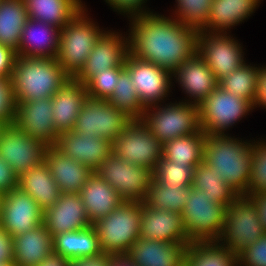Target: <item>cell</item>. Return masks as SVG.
Masks as SVG:
<instances>
[{
	"instance_id": "obj_1",
	"label": "cell",
	"mask_w": 266,
	"mask_h": 266,
	"mask_svg": "<svg viewBox=\"0 0 266 266\" xmlns=\"http://www.w3.org/2000/svg\"><path fill=\"white\" fill-rule=\"evenodd\" d=\"M172 17L152 11L130 18L129 55L172 74L190 59L197 51L198 31Z\"/></svg>"
},
{
	"instance_id": "obj_2",
	"label": "cell",
	"mask_w": 266,
	"mask_h": 266,
	"mask_svg": "<svg viewBox=\"0 0 266 266\" xmlns=\"http://www.w3.org/2000/svg\"><path fill=\"white\" fill-rule=\"evenodd\" d=\"M234 136L206 135L203 162L220 174L239 195L249 196L253 142Z\"/></svg>"
},
{
	"instance_id": "obj_3",
	"label": "cell",
	"mask_w": 266,
	"mask_h": 266,
	"mask_svg": "<svg viewBox=\"0 0 266 266\" xmlns=\"http://www.w3.org/2000/svg\"><path fill=\"white\" fill-rule=\"evenodd\" d=\"M68 79L56 58L17 56L11 75L15 101L52 98Z\"/></svg>"
},
{
	"instance_id": "obj_4",
	"label": "cell",
	"mask_w": 266,
	"mask_h": 266,
	"mask_svg": "<svg viewBox=\"0 0 266 266\" xmlns=\"http://www.w3.org/2000/svg\"><path fill=\"white\" fill-rule=\"evenodd\" d=\"M142 202L124 201L107 216L95 221L96 230L103 253L125 255L140 238V217Z\"/></svg>"
},
{
	"instance_id": "obj_5",
	"label": "cell",
	"mask_w": 266,
	"mask_h": 266,
	"mask_svg": "<svg viewBox=\"0 0 266 266\" xmlns=\"http://www.w3.org/2000/svg\"><path fill=\"white\" fill-rule=\"evenodd\" d=\"M86 12L84 7L60 30L56 60L70 78H74L85 65L96 41L105 31L99 29Z\"/></svg>"
},
{
	"instance_id": "obj_6",
	"label": "cell",
	"mask_w": 266,
	"mask_h": 266,
	"mask_svg": "<svg viewBox=\"0 0 266 266\" xmlns=\"http://www.w3.org/2000/svg\"><path fill=\"white\" fill-rule=\"evenodd\" d=\"M141 119L162 144L201 130L199 106L183 101L146 107Z\"/></svg>"
},
{
	"instance_id": "obj_7",
	"label": "cell",
	"mask_w": 266,
	"mask_h": 266,
	"mask_svg": "<svg viewBox=\"0 0 266 266\" xmlns=\"http://www.w3.org/2000/svg\"><path fill=\"white\" fill-rule=\"evenodd\" d=\"M226 208L210 202L204 191L192 187L181 213L190 243L218 241L224 228Z\"/></svg>"
},
{
	"instance_id": "obj_8",
	"label": "cell",
	"mask_w": 266,
	"mask_h": 266,
	"mask_svg": "<svg viewBox=\"0 0 266 266\" xmlns=\"http://www.w3.org/2000/svg\"><path fill=\"white\" fill-rule=\"evenodd\" d=\"M265 232L254 200L248 195H240L226 208L224 228L218 242L238 255Z\"/></svg>"
},
{
	"instance_id": "obj_9",
	"label": "cell",
	"mask_w": 266,
	"mask_h": 266,
	"mask_svg": "<svg viewBox=\"0 0 266 266\" xmlns=\"http://www.w3.org/2000/svg\"><path fill=\"white\" fill-rule=\"evenodd\" d=\"M122 197L124 201L145 202L153 180V170L134 165L113 152L94 171Z\"/></svg>"
},
{
	"instance_id": "obj_10",
	"label": "cell",
	"mask_w": 266,
	"mask_h": 266,
	"mask_svg": "<svg viewBox=\"0 0 266 266\" xmlns=\"http://www.w3.org/2000/svg\"><path fill=\"white\" fill-rule=\"evenodd\" d=\"M253 110L250 101L217 86L199 105L201 130L206 135H223L233 124Z\"/></svg>"
},
{
	"instance_id": "obj_11",
	"label": "cell",
	"mask_w": 266,
	"mask_h": 266,
	"mask_svg": "<svg viewBox=\"0 0 266 266\" xmlns=\"http://www.w3.org/2000/svg\"><path fill=\"white\" fill-rule=\"evenodd\" d=\"M132 120L123 110L112 106L108 100L87 97L78 114L73 131L99 136L112 144Z\"/></svg>"
},
{
	"instance_id": "obj_12",
	"label": "cell",
	"mask_w": 266,
	"mask_h": 266,
	"mask_svg": "<svg viewBox=\"0 0 266 266\" xmlns=\"http://www.w3.org/2000/svg\"><path fill=\"white\" fill-rule=\"evenodd\" d=\"M163 144L142 119H132L112 144V152L122 160L155 170Z\"/></svg>"
},
{
	"instance_id": "obj_13",
	"label": "cell",
	"mask_w": 266,
	"mask_h": 266,
	"mask_svg": "<svg viewBox=\"0 0 266 266\" xmlns=\"http://www.w3.org/2000/svg\"><path fill=\"white\" fill-rule=\"evenodd\" d=\"M49 147L28 136L14 124L5 125L0 133V157L18 177L30 168L44 163Z\"/></svg>"
},
{
	"instance_id": "obj_14",
	"label": "cell",
	"mask_w": 266,
	"mask_h": 266,
	"mask_svg": "<svg viewBox=\"0 0 266 266\" xmlns=\"http://www.w3.org/2000/svg\"><path fill=\"white\" fill-rule=\"evenodd\" d=\"M240 45L228 33L198 31L196 53L219 81L245 63Z\"/></svg>"
},
{
	"instance_id": "obj_15",
	"label": "cell",
	"mask_w": 266,
	"mask_h": 266,
	"mask_svg": "<svg viewBox=\"0 0 266 266\" xmlns=\"http://www.w3.org/2000/svg\"><path fill=\"white\" fill-rule=\"evenodd\" d=\"M125 68L129 71L132 84L144 108L166 100L171 91L170 87L173 86L171 72L129 54L125 60Z\"/></svg>"
},
{
	"instance_id": "obj_16",
	"label": "cell",
	"mask_w": 266,
	"mask_h": 266,
	"mask_svg": "<svg viewBox=\"0 0 266 266\" xmlns=\"http://www.w3.org/2000/svg\"><path fill=\"white\" fill-rule=\"evenodd\" d=\"M44 211L39 204L18 187L3 194L0 226L12 237L31 231L43 224Z\"/></svg>"
},
{
	"instance_id": "obj_17",
	"label": "cell",
	"mask_w": 266,
	"mask_h": 266,
	"mask_svg": "<svg viewBox=\"0 0 266 266\" xmlns=\"http://www.w3.org/2000/svg\"><path fill=\"white\" fill-rule=\"evenodd\" d=\"M115 31H104L96 41L85 65L74 77L82 84H86L94 75L116 67H125V60L129 54L128 38ZM126 38V39H125Z\"/></svg>"
},
{
	"instance_id": "obj_18",
	"label": "cell",
	"mask_w": 266,
	"mask_h": 266,
	"mask_svg": "<svg viewBox=\"0 0 266 266\" xmlns=\"http://www.w3.org/2000/svg\"><path fill=\"white\" fill-rule=\"evenodd\" d=\"M13 124L50 147L56 144L59 134L54 128L51 98L16 102Z\"/></svg>"
},
{
	"instance_id": "obj_19",
	"label": "cell",
	"mask_w": 266,
	"mask_h": 266,
	"mask_svg": "<svg viewBox=\"0 0 266 266\" xmlns=\"http://www.w3.org/2000/svg\"><path fill=\"white\" fill-rule=\"evenodd\" d=\"M54 147L92 171L112 153L111 142L99 136L91 137L73 130L60 133Z\"/></svg>"
},
{
	"instance_id": "obj_20",
	"label": "cell",
	"mask_w": 266,
	"mask_h": 266,
	"mask_svg": "<svg viewBox=\"0 0 266 266\" xmlns=\"http://www.w3.org/2000/svg\"><path fill=\"white\" fill-rule=\"evenodd\" d=\"M140 237L167 243H190L181 213L155 210L145 202H142Z\"/></svg>"
},
{
	"instance_id": "obj_21",
	"label": "cell",
	"mask_w": 266,
	"mask_h": 266,
	"mask_svg": "<svg viewBox=\"0 0 266 266\" xmlns=\"http://www.w3.org/2000/svg\"><path fill=\"white\" fill-rule=\"evenodd\" d=\"M43 223L52 237L92 225L79 193H61L58 201L44 211Z\"/></svg>"
},
{
	"instance_id": "obj_22",
	"label": "cell",
	"mask_w": 266,
	"mask_h": 266,
	"mask_svg": "<svg viewBox=\"0 0 266 266\" xmlns=\"http://www.w3.org/2000/svg\"><path fill=\"white\" fill-rule=\"evenodd\" d=\"M189 244L140 237L125 255L137 266H184Z\"/></svg>"
},
{
	"instance_id": "obj_23",
	"label": "cell",
	"mask_w": 266,
	"mask_h": 266,
	"mask_svg": "<svg viewBox=\"0 0 266 266\" xmlns=\"http://www.w3.org/2000/svg\"><path fill=\"white\" fill-rule=\"evenodd\" d=\"M173 77L191 99L184 102L197 106L218 86L213 72L197 53L184 61L173 73Z\"/></svg>"
},
{
	"instance_id": "obj_24",
	"label": "cell",
	"mask_w": 266,
	"mask_h": 266,
	"mask_svg": "<svg viewBox=\"0 0 266 266\" xmlns=\"http://www.w3.org/2000/svg\"><path fill=\"white\" fill-rule=\"evenodd\" d=\"M88 97L84 84L70 78L52 96L54 128L58 134L74 129L78 114Z\"/></svg>"
},
{
	"instance_id": "obj_25",
	"label": "cell",
	"mask_w": 266,
	"mask_h": 266,
	"mask_svg": "<svg viewBox=\"0 0 266 266\" xmlns=\"http://www.w3.org/2000/svg\"><path fill=\"white\" fill-rule=\"evenodd\" d=\"M59 28L28 19L24 26L17 56L56 58L59 48Z\"/></svg>"
},
{
	"instance_id": "obj_26",
	"label": "cell",
	"mask_w": 266,
	"mask_h": 266,
	"mask_svg": "<svg viewBox=\"0 0 266 266\" xmlns=\"http://www.w3.org/2000/svg\"><path fill=\"white\" fill-rule=\"evenodd\" d=\"M45 162L61 193H79L94 172L54 146L48 148Z\"/></svg>"
},
{
	"instance_id": "obj_27",
	"label": "cell",
	"mask_w": 266,
	"mask_h": 266,
	"mask_svg": "<svg viewBox=\"0 0 266 266\" xmlns=\"http://www.w3.org/2000/svg\"><path fill=\"white\" fill-rule=\"evenodd\" d=\"M90 222L107 216L124 202L122 197L95 172L79 192Z\"/></svg>"
},
{
	"instance_id": "obj_28",
	"label": "cell",
	"mask_w": 266,
	"mask_h": 266,
	"mask_svg": "<svg viewBox=\"0 0 266 266\" xmlns=\"http://www.w3.org/2000/svg\"><path fill=\"white\" fill-rule=\"evenodd\" d=\"M261 0H212L209 20L201 30L209 33H227V29L242 23L254 13Z\"/></svg>"
},
{
	"instance_id": "obj_29",
	"label": "cell",
	"mask_w": 266,
	"mask_h": 266,
	"mask_svg": "<svg viewBox=\"0 0 266 266\" xmlns=\"http://www.w3.org/2000/svg\"><path fill=\"white\" fill-rule=\"evenodd\" d=\"M13 248L16 266H37L53 251L52 235L43 223L13 237Z\"/></svg>"
},
{
	"instance_id": "obj_30",
	"label": "cell",
	"mask_w": 266,
	"mask_h": 266,
	"mask_svg": "<svg viewBox=\"0 0 266 266\" xmlns=\"http://www.w3.org/2000/svg\"><path fill=\"white\" fill-rule=\"evenodd\" d=\"M52 244L53 251L69 261L94 257L103 253L93 225L82 230L57 234L52 237Z\"/></svg>"
},
{
	"instance_id": "obj_31",
	"label": "cell",
	"mask_w": 266,
	"mask_h": 266,
	"mask_svg": "<svg viewBox=\"0 0 266 266\" xmlns=\"http://www.w3.org/2000/svg\"><path fill=\"white\" fill-rule=\"evenodd\" d=\"M17 187L29 194L43 211L54 205L61 194L46 162L22 173Z\"/></svg>"
},
{
	"instance_id": "obj_32",
	"label": "cell",
	"mask_w": 266,
	"mask_h": 266,
	"mask_svg": "<svg viewBox=\"0 0 266 266\" xmlns=\"http://www.w3.org/2000/svg\"><path fill=\"white\" fill-rule=\"evenodd\" d=\"M29 19L62 29L84 7L81 0H24Z\"/></svg>"
},
{
	"instance_id": "obj_33",
	"label": "cell",
	"mask_w": 266,
	"mask_h": 266,
	"mask_svg": "<svg viewBox=\"0 0 266 266\" xmlns=\"http://www.w3.org/2000/svg\"><path fill=\"white\" fill-rule=\"evenodd\" d=\"M28 19L24 0H0V44L17 51Z\"/></svg>"
},
{
	"instance_id": "obj_34",
	"label": "cell",
	"mask_w": 266,
	"mask_h": 266,
	"mask_svg": "<svg viewBox=\"0 0 266 266\" xmlns=\"http://www.w3.org/2000/svg\"><path fill=\"white\" fill-rule=\"evenodd\" d=\"M206 134L197 133L167 141L162 147V157L174 163L195 168L203 161Z\"/></svg>"
},
{
	"instance_id": "obj_35",
	"label": "cell",
	"mask_w": 266,
	"mask_h": 266,
	"mask_svg": "<svg viewBox=\"0 0 266 266\" xmlns=\"http://www.w3.org/2000/svg\"><path fill=\"white\" fill-rule=\"evenodd\" d=\"M192 187L204 191L210 202L228 206L240 195L226 184L222 176L203 161L194 168Z\"/></svg>"
},
{
	"instance_id": "obj_36",
	"label": "cell",
	"mask_w": 266,
	"mask_h": 266,
	"mask_svg": "<svg viewBox=\"0 0 266 266\" xmlns=\"http://www.w3.org/2000/svg\"><path fill=\"white\" fill-rule=\"evenodd\" d=\"M185 266H238L237 255L218 241L190 243Z\"/></svg>"
},
{
	"instance_id": "obj_37",
	"label": "cell",
	"mask_w": 266,
	"mask_h": 266,
	"mask_svg": "<svg viewBox=\"0 0 266 266\" xmlns=\"http://www.w3.org/2000/svg\"><path fill=\"white\" fill-rule=\"evenodd\" d=\"M191 189L192 186H165L153 178L145 203L155 210L162 209L182 213Z\"/></svg>"
},
{
	"instance_id": "obj_38",
	"label": "cell",
	"mask_w": 266,
	"mask_h": 266,
	"mask_svg": "<svg viewBox=\"0 0 266 266\" xmlns=\"http://www.w3.org/2000/svg\"><path fill=\"white\" fill-rule=\"evenodd\" d=\"M259 67L246 62L218 81L223 90L253 103Z\"/></svg>"
},
{
	"instance_id": "obj_39",
	"label": "cell",
	"mask_w": 266,
	"mask_h": 266,
	"mask_svg": "<svg viewBox=\"0 0 266 266\" xmlns=\"http://www.w3.org/2000/svg\"><path fill=\"white\" fill-rule=\"evenodd\" d=\"M108 102L123 110L132 119H141L145 108L142 106L136 88L132 84L129 71L125 68L119 75L118 82Z\"/></svg>"
},
{
	"instance_id": "obj_40",
	"label": "cell",
	"mask_w": 266,
	"mask_h": 266,
	"mask_svg": "<svg viewBox=\"0 0 266 266\" xmlns=\"http://www.w3.org/2000/svg\"><path fill=\"white\" fill-rule=\"evenodd\" d=\"M174 17L187 27L201 31L209 20L212 0H176ZM176 15V16H175Z\"/></svg>"
},
{
	"instance_id": "obj_41",
	"label": "cell",
	"mask_w": 266,
	"mask_h": 266,
	"mask_svg": "<svg viewBox=\"0 0 266 266\" xmlns=\"http://www.w3.org/2000/svg\"><path fill=\"white\" fill-rule=\"evenodd\" d=\"M194 168L184 164L174 163L161 157L158 161L153 177L165 186H192Z\"/></svg>"
},
{
	"instance_id": "obj_42",
	"label": "cell",
	"mask_w": 266,
	"mask_h": 266,
	"mask_svg": "<svg viewBox=\"0 0 266 266\" xmlns=\"http://www.w3.org/2000/svg\"><path fill=\"white\" fill-rule=\"evenodd\" d=\"M125 67L103 70L94 75L86 84L87 94L91 98L108 100L113 94L120 73Z\"/></svg>"
},
{
	"instance_id": "obj_43",
	"label": "cell",
	"mask_w": 266,
	"mask_h": 266,
	"mask_svg": "<svg viewBox=\"0 0 266 266\" xmlns=\"http://www.w3.org/2000/svg\"><path fill=\"white\" fill-rule=\"evenodd\" d=\"M253 141L249 195L266 192V142Z\"/></svg>"
},
{
	"instance_id": "obj_44",
	"label": "cell",
	"mask_w": 266,
	"mask_h": 266,
	"mask_svg": "<svg viewBox=\"0 0 266 266\" xmlns=\"http://www.w3.org/2000/svg\"><path fill=\"white\" fill-rule=\"evenodd\" d=\"M15 109L16 101L11 77L0 76V122L4 125L13 124Z\"/></svg>"
},
{
	"instance_id": "obj_45",
	"label": "cell",
	"mask_w": 266,
	"mask_h": 266,
	"mask_svg": "<svg viewBox=\"0 0 266 266\" xmlns=\"http://www.w3.org/2000/svg\"><path fill=\"white\" fill-rule=\"evenodd\" d=\"M238 266H266V232L238 255Z\"/></svg>"
},
{
	"instance_id": "obj_46",
	"label": "cell",
	"mask_w": 266,
	"mask_h": 266,
	"mask_svg": "<svg viewBox=\"0 0 266 266\" xmlns=\"http://www.w3.org/2000/svg\"><path fill=\"white\" fill-rule=\"evenodd\" d=\"M110 7L116 12L120 14L124 13L123 15H127L130 19L137 15H142L145 13H150L151 11L144 8V3L147 0H105ZM146 1V2H145Z\"/></svg>"
},
{
	"instance_id": "obj_47",
	"label": "cell",
	"mask_w": 266,
	"mask_h": 266,
	"mask_svg": "<svg viewBox=\"0 0 266 266\" xmlns=\"http://www.w3.org/2000/svg\"><path fill=\"white\" fill-rule=\"evenodd\" d=\"M18 186V176L13 169L0 157V193H9Z\"/></svg>"
},
{
	"instance_id": "obj_48",
	"label": "cell",
	"mask_w": 266,
	"mask_h": 266,
	"mask_svg": "<svg viewBox=\"0 0 266 266\" xmlns=\"http://www.w3.org/2000/svg\"><path fill=\"white\" fill-rule=\"evenodd\" d=\"M16 57V51L0 44V76L11 77Z\"/></svg>"
},
{
	"instance_id": "obj_49",
	"label": "cell",
	"mask_w": 266,
	"mask_h": 266,
	"mask_svg": "<svg viewBox=\"0 0 266 266\" xmlns=\"http://www.w3.org/2000/svg\"><path fill=\"white\" fill-rule=\"evenodd\" d=\"M13 237L0 226V263L14 262Z\"/></svg>"
},
{
	"instance_id": "obj_50",
	"label": "cell",
	"mask_w": 266,
	"mask_h": 266,
	"mask_svg": "<svg viewBox=\"0 0 266 266\" xmlns=\"http://www.w3.org/2000/svg\"><path fill=\"white\" fill-rule=\"evenodd\" d=\"M253 109L257 106L266 108V66L259 67Z\"/></svg>"
},
{
	"instance_id": "obj_51",
	"label": "cell",
	"mask_w": 266,
	"mask_h": 266,
	"mask_svg": "<svg viewBox=\"0 0 266 266\" xmlns=\"http://www.w3.org/2000/svg\"><path fill=\"white\" fill-rule=\"evenodd\" d=\"M111 257L110 254L102 253L94 257L72 260L69 266H107Z\"/></svg>"
},
{
	"instance_id": "obj_52",
	"label": "cell",
	"mask_w": 266,
	"mask_h": 266,
	"mask_svg": "<svg viewBox=\"0 0 266 266\" xmlns=\"http://www.w3.org/2000/svg\"><path fill=\"white\" fill-rule=\"evenodd\" d=\"M69 263L67 258L52 251L37 266H69Z\"/></svg>"
},
{
	"instance_id": "obj_53",
	"label": "cell",
	"mask_w": 266,
	"mask_h": 266,
	"mask_svg": "<svg viewBox=\"0 0 266 266\" xmlns=\"http://www.w3.org/2000/svg\"><path fill=\"white\" fill-rule=\"evenodd\" d=\"M258 207L259 218L266 230V192L261 194H250L249 195Z\"/></svg>"
},
{
	"instance_id": "obj_54",
	"label": "cell",
	"mask_w": 266,
	"mask_h": 266,
	"mask_svg": "<svg viewBox=\"0 0 266 266\" xmlns=\"http://www.w3.org/2000/svg\"><path fill=\"white\" fill-rule=\"evenodd\" d=\"M107 266H137L126 255H114Z\"/></svg>"
},
{
	"instance_id": "obj_55",
	"label": "cell",
	"mask_w": 266,
	"mask_h": 266,
	"mask_svg": "<svg viewBox=\"0 0 266 266\" xmlns=\"http://www.w3.org/2000/svg\"><path fill=\"white\" fill-rule=\"evenodd\" d=\"M0 266H16V264L14 262H2Z\"/></svg>"
},
{
	"instance_id": "obj_56",
	"label": "cell",
	"mask_w": 266,
	"mask_h": 266,
	"mask_svg": "<svg viewBox=\"0 0 266 266\" xmlns=\"http://www.w3.org/2000/svg\"><path fill=\"white\" fill-rule=\"evenodd\" d=\"M2 198H3V194L0 193V214H1V204H2Z\"/></svg>"
},
{
	"instance_id": "obj_57",
	"label": "cell",
	"mask_w": 266,
	"mask_h": 266,
	"mask_svg": "<svg viewBox=\"0 0 266 266\" xmlns=\"http://www.w3.org/2000/svg\"><path fill=\"white\" fill-rule=\"evenodd\" d=\"M4 126H5V125H4L3 123L0 122V133H1V131H2V129H3Z\"/></svg>"
}]
</instances>
